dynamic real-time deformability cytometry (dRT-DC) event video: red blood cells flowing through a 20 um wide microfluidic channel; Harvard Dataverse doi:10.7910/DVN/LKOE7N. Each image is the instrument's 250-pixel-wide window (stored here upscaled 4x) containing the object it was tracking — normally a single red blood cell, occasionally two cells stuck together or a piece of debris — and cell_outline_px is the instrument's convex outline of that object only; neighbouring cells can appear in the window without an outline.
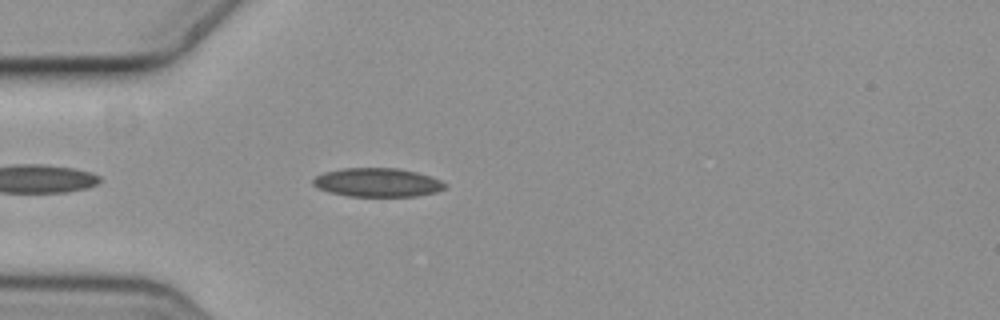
{"species": "common noctule bat (a hibernating species)", "species_latin": "Nyctalus noctula", "temperature_condition": "cold", "stored_images_in_passage": 5, "camera_frame_rate_fps": 3000, "um_per_image_px": 0.085, "animal": {"sex": "female", "body_mass_g": 19.3, "forearm_length_mm": 54.1}, "frame": {"image": 1, "passage_image": 5, "time_ms": 1.333, "image_size_px": [1000, 320], "cell_outline_px": [[444, 188], [436, 192], [416, 196], [348, 196], [328, 192], [316, 188], [312, 184], [312, 180], [316, 176], [324, 172], [344, 168], [396, 168], [416, 172], [440, 180], [444, 184]], "centroid_in_image_um": [32.01, 15.51], "position_along_channel_um": 53.0, "area_um2": 21.96}}